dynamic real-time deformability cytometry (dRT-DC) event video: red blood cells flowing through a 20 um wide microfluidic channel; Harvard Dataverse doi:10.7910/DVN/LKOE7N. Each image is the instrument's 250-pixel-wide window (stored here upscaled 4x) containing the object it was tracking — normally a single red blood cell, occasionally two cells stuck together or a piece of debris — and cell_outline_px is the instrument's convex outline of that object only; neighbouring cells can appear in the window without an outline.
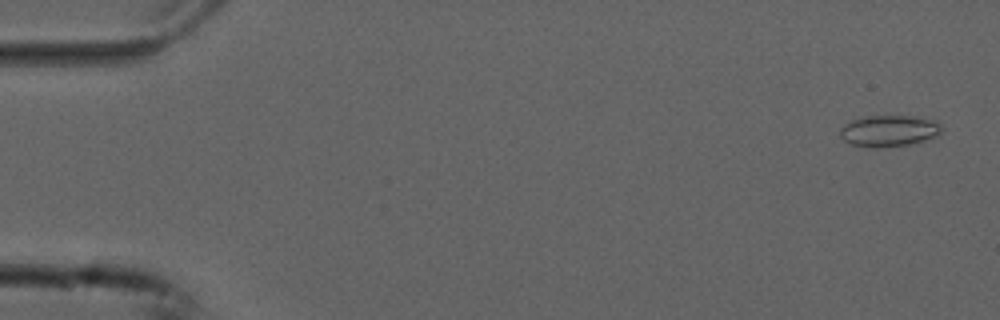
{"species": "common noctule bat (a hibernating species)", "species_latin": "Nyctalus noctula", "temperature_condition": "cold", "stored_images_in_passage": 54, "camera_frame_rate_fps": 3000, "um_per_image_px": 0.085, "animal": {"sex": "male", "forearm_length_mm": 52.5}, "frame": {"image": 1, "passage_image": 2, "time_ms": 0.333, "image_size_px": [1000, 320], "cell_outline_px": [[944, 128], [936, 136], [924, 140], [908, 144], [884, 148], [872, 148], [852, 144], [844, 140], [840, 136], [840, 128], [844, 124], [852, 120], [864, 116], [912, 116], [936, 120]], "centroid_in_image_um": [75.56, 11.12], "position_along_channel_um": 9.4, "area_um2": 18.67}}
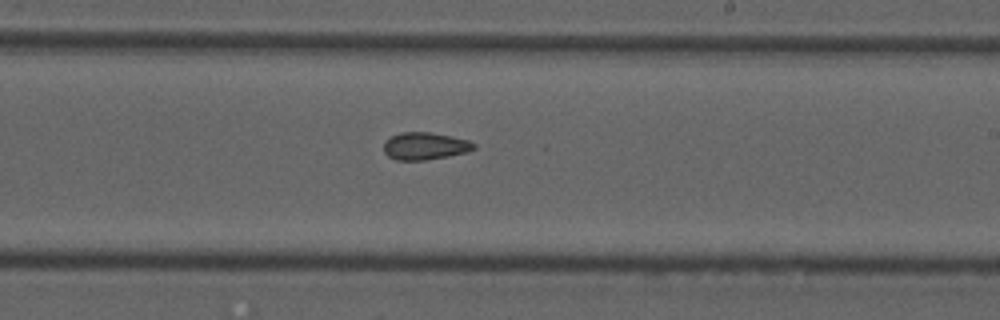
{"frame": {"image": 2, "passage_image": 32, "time_ms": 10.333, "image_size_px": [1000, 320], "cell_outline_px": [[476, 148], [468, 152], [448, 156], [424, 160], [396, 160], [388, 156], [384, 152], [384, 140], [400, 132], [432, 132], [468, 140], [476, 144]], "centroid_in_image_um": [36.12, 12.41], "position_along_channel_um": 252.9, "area_um2": 14.45}}
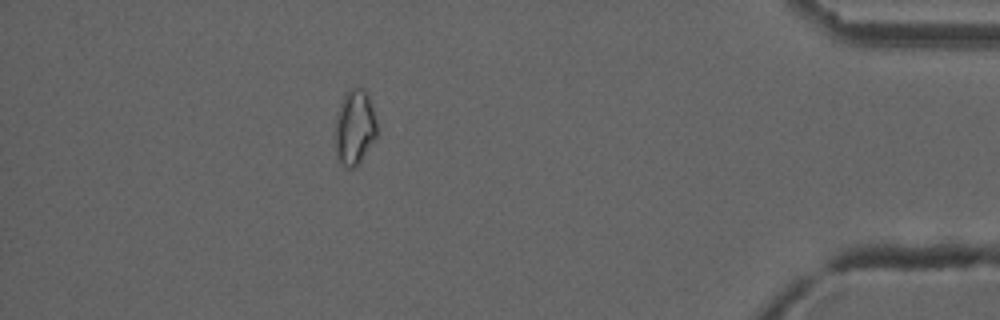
{"frame": {"image": 3, "passage_image": 48, "time_ms": 15.667, "image_size_px": [1000, 320], "cell_outline_px": [[376, 136], [360, 160], [352, 168], [344, 168], [336, 160], [332, 136], [336, 112], [348, 88], [364, 88], [368, 92], [376, 120]], "centroid_in_image_um": [30.06, 10.82], "position_along_channel_um": 405.1, "area_um2": 18.9}, "authors_computed_cell_mechanics": {"area_um2": 15.4904, "velocity_mm_per_s": 3.7651, "shape_relaxation_time_tau1_ms": null, "shape_relaxation_time_tau2_ms": 2.8748, "deformation_change_tau1": null, "deformation_change_tau2": 0.0798}}